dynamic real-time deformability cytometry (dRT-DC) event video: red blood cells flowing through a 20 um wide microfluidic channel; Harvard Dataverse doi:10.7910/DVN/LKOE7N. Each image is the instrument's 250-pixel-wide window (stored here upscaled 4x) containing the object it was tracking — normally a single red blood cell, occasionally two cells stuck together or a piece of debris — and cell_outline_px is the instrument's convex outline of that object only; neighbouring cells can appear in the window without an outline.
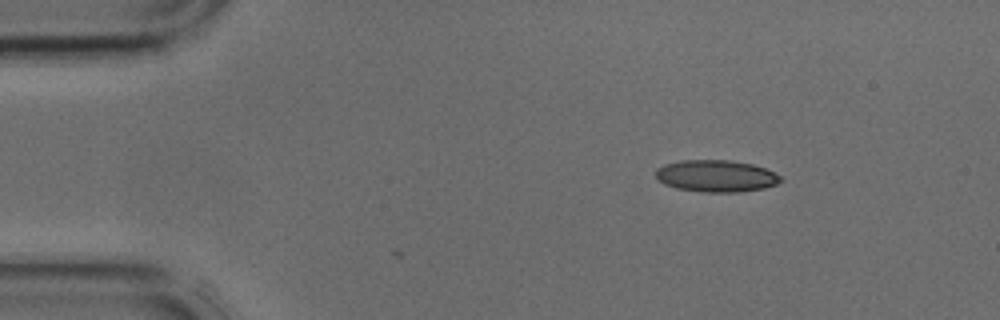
{"species": "common noctule bat (a hibernating species)", "species_latin": "Nyctalus noctula", "temperature_condition": "cold", "stored_images_in_passage": 3, "camera_frame_rate_fps": 3000, "um_per_image_px": 0.085, "animal": {"sex": "male", "body_mass_g": 17.9, "forearm_length_mm": 54.2}, "frame": {"image": 1, "passage_image": 1, "time_ms": 0.0, "image_size_px": [1000, 320], "cell_outline_px": [[784, 180], [776, 184], [764, 188], [740, 192], [704, 192], [676, 188], [664, 184], [656, 176], [656, 168], [664, 164], [680, 160], [728, 160], [752, 164], [764, 168], [780, 176]], "centroid_in_image_um": [60.86, 14.96], "position_along_channel_um": 24.1, "area_um2": 23.18}}